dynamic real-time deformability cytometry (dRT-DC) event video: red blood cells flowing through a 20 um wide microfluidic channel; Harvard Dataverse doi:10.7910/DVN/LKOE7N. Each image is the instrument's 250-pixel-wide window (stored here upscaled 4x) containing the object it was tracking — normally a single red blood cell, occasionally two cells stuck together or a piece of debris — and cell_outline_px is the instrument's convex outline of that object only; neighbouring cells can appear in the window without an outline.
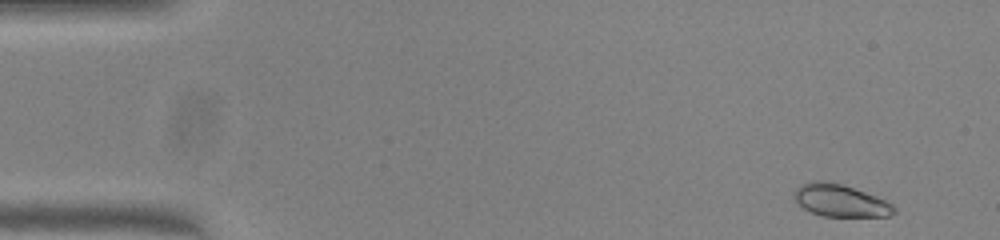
{"species": "common noctule bat (a hibernating species)", "species_latin": "Nyctalus noctula", "temperature_condition": "warm", "stored_images_in_passage": 48, "camera_frame_rate_fps": 3000, "um_per_image_px": 0.085, "animal": {"sex": "female", "body_mass_g": 23.0, "forearm_length_mm": 53.4}, "frame": {"image": 1, "passage_image": 1, "time_ms": 0.0, "image_size_px": [1000, 240], "cell_outline_px": [[896, 212], [888, 216], [820, 216], [804, 208], [792, 196], [792, 192], [800, 184], [812, 180], [832, 180], [876, 196], [892, 204], [896, 208]], "centroid_in_image_um": [71.39, 17.02], "position_along_channel_um": 13.6, "area_um2": 19.02}}
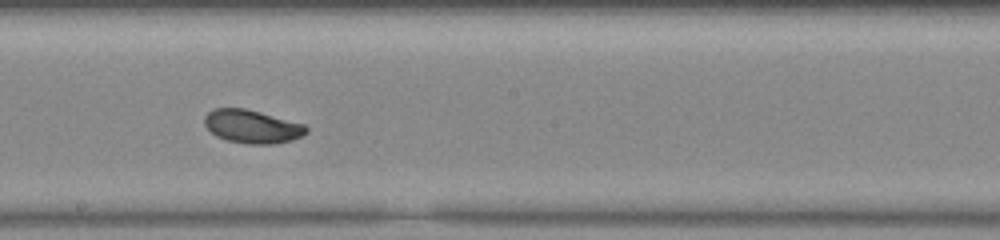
{"frame": {"image": 2, "passage_image": 26, "time_ms": 8.333, "image_size_px": [1000, 240], "cell_outline_px": [[308, 132], [304, 136], [292, 140], [272, 144], [248, 144], [228, 140], [216, 136], [204, 124], [204, 116], [212, 108], [244, 108], [260, 112], [304, 124], [308, 128]], "centroid_in_image_um": [21.44, 10.75], "position_along_channel_um": 226.8, "area_um2": 19.77}}
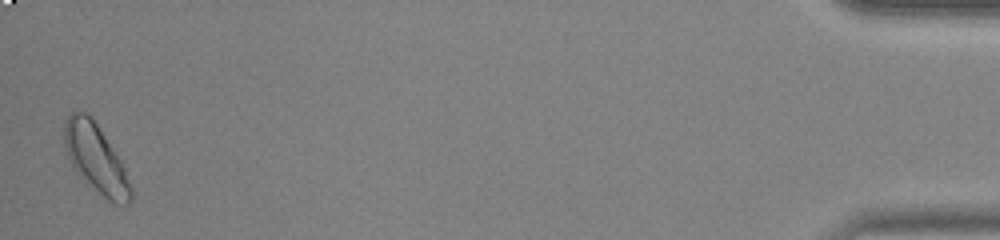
{"frame": {"image": 3, "passage_image": 48, "time_ms": 15.667, "image_size_px": [1000, 240], "cell_outline_px": [[132, 196], [128, 204], [116, 204], [108, 200], [84, 180], [76, 172], [68, 156], [64, 144], [64, 120], [72, 112], [88, 112], [92, 116], [120, 160], [124, 168], [132, 188]], "centroid_in_image_um": [8.14, 13.45], "position_along_channel_um": 427.1, "area_um2": 26.18}, "authors_computed_cell_mechanics": {"area_um2": 19.5942, "velocity_mm_per_s": 4.0078, "shape_relaxation_time_tau1_ms": null, "shape_relaxation_time_tau2_ms": 4.5876, "deformation_change_tau1": null, "deformation_change_tau2": 0.0776}}